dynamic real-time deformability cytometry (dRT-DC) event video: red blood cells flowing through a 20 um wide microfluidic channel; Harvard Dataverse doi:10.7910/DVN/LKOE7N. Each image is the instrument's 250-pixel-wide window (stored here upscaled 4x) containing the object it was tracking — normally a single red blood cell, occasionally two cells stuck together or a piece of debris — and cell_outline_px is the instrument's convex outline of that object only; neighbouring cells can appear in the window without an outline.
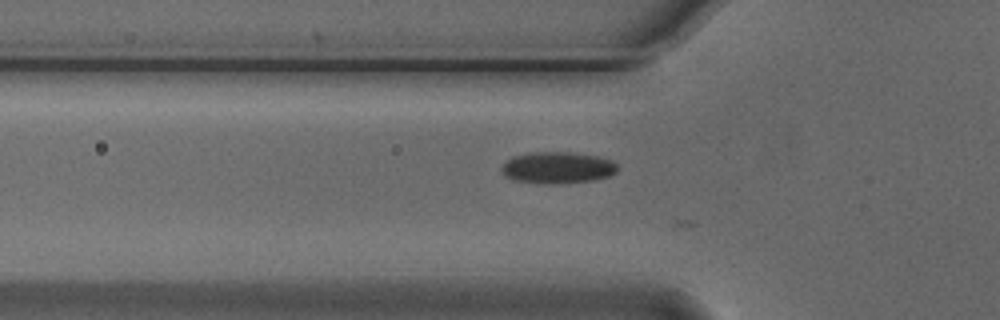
{"species": "Egyptian fruit bat (a non-hibernating species)", "species_latin": "Rousettus aegyptiacus", "temperature_condition": "cold", "stored_images_in_passage": 10, "camera_frame_rate_fps": 3000, "um_per_image_px": 0.085, "animal": {"sex": "male"}, "frame": {"image": 1, "passage_image": 6, "time_ms": 1.667, "image_size_px": [1000, 320], "cell_outline_px": [[620, 168], [616, 172], [608, 176], [596, 180], [560, 184], [544, 184], [512, 180], [504, 176], [500, 168], [512, 156], [528, 152], [568, 152], [596, 156], [612, 160]], "centroid_in_image_um": [47.38, 14.26], "position_along_channel_um": 78.4, "area_um2": 21.68}}
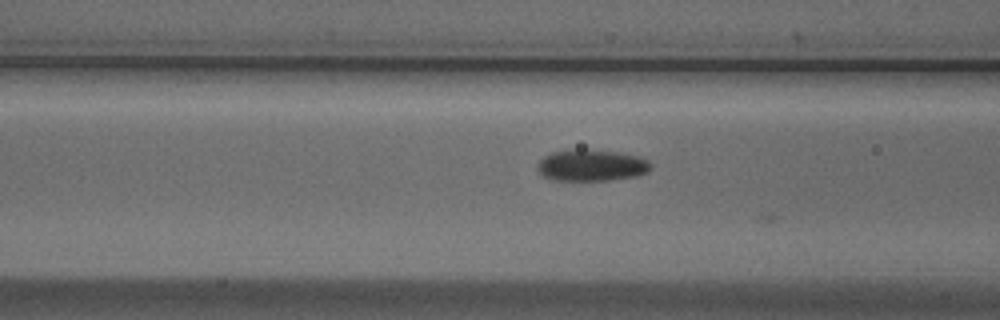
{"frame": {"image": 2, "passage_image": 9, "time_ms": 2.667, "image_size_px": [1000, 320], "cell_outline_px": [[652, 168], [648, 172], [636, 176], [608, 180], [552, 180], [544, 176], [536, 168], [536, 164], [544, 156], [552, 152], [584, 148], [620, 152], [640, 156], [648, 160], [652, 164]], "centroid_in_image_um": [50.3, 14.04], "position_along_channel_um": 116.3, "area_um2": 21.15}}